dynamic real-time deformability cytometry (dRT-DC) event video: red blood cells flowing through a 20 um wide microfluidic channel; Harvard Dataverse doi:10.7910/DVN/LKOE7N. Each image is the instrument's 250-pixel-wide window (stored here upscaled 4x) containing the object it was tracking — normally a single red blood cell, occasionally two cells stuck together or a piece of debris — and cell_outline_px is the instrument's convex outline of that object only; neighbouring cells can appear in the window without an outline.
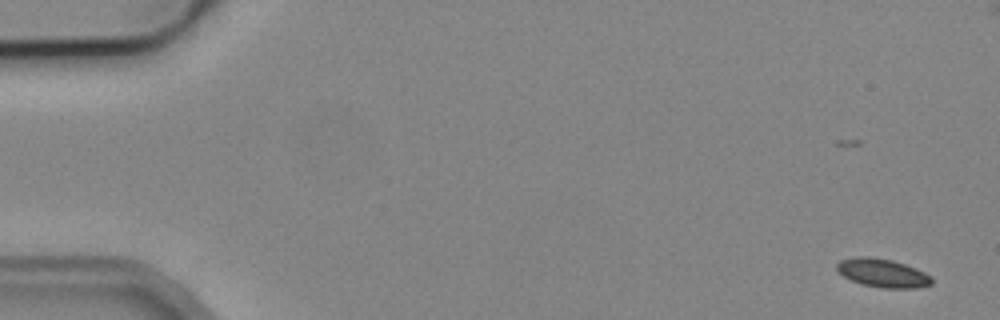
{"species": "common noctule bat (a hibernating species)", "species_latin": "Nyctalus noctula", "temperature_condition": "cold", "stored_images_in_passage": 5, "camera_frame_rate_fps": 3000, "um_per_image_px": 0.085, "animal": {"sex": "male", "body_mass_g": 19.2, "forearm_length_mm": 51.8}, "frame": {"image": 1, "passage_image": 1, "time_ms": 0.0, "image_size_px": [1000, 320], "cell_outline_px": [[932, 284], [916, 288], [884, 288], [864, 284], [852, 280], [844, 276], [836, 268], [836, 264], [840, 260], [856, 256], [868, 256], [892, 260], [916, 268], [932, 276]], "centroid_in_image_um": [75.04, 23.19], "position_along_channel_um": 10.0, "area_um2": 15.66}}